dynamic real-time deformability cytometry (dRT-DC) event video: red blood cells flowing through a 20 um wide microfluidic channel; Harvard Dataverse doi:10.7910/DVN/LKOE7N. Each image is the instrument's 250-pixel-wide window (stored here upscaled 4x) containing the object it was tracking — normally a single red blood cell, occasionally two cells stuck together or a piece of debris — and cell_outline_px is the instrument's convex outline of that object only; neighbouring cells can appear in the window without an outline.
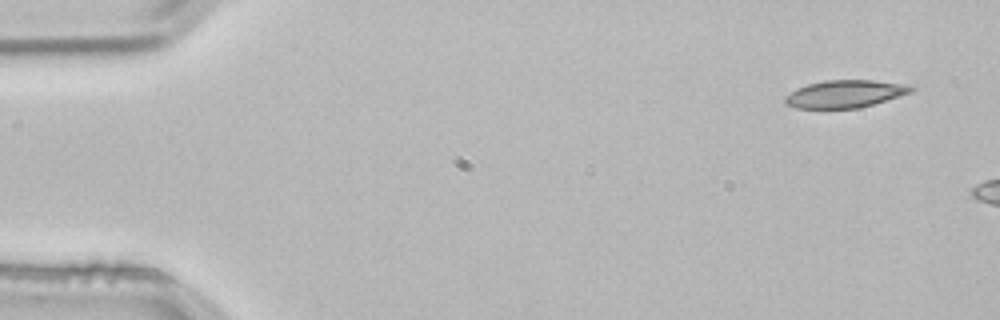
{"species": "common noctule bat (a hibernating species)", "species_latin": "Nyctalus noctula", "temperature_condition": "room temperature", "stored_images_in_passage": 3, "camera_frame_rate_fps": 3000, "um_per_image_px": 0.085, "animal": {"sex": "male", "body_mass_g": 21.5, "forearm_length_mm": 52.0}, "frame": {"image": 1, "passage_image": 1, "time_ms": 0.0, "image_size_px": [1000, 320], "cell_outline_px": [[916, 88], [912, 92], [860, 108], [796, 108], [784, 104], [784, 96], [796, 88], [808, 84], [824, 80], [872, 80], [912, 84]], "centroid_in_image_um": [71.84, 7.97], "position_along_channel_um": 13.2, "area_um2": 20.46}}